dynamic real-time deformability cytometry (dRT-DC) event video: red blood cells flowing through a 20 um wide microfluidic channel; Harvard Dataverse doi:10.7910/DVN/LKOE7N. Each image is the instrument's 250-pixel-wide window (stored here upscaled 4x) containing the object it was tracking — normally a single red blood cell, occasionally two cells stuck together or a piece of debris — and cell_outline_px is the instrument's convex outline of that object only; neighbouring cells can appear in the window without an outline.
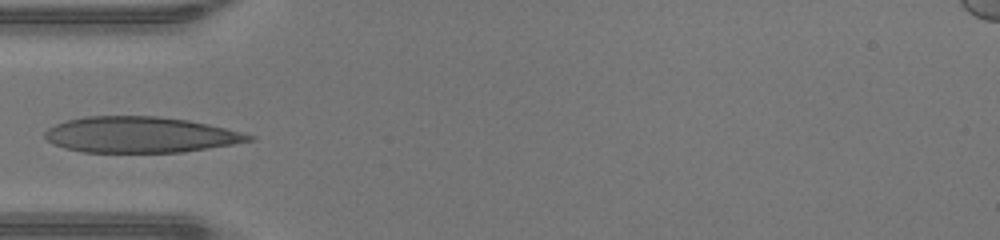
{"species": "human", "species_latin": "Homo sapiens", "temperature_condition": "warm", "stored_images_in_passage": 8, "camera_frame_rate_fps": 3000, "um_per_image_px": 0.085, "donor": {"sex": "male"}, "frame": {"image": 1, "passage_image": 1, "time_ms": 0.0, "image_size_px": [1000, 240], "cell_outline_px": [[256, 140], [184, 152], [84, 152], [64, 148], [52, 144], [44, 136], [44, 132], [48, 128], [56, 124], [68, 120], [84, 116], [156, 116], [188, 120], [208, 124], [256, 136]], "centroid_in_image_um": [11.91, 11.45], "position_along_channel_um": 73.1, "area_um2": 42.6}}
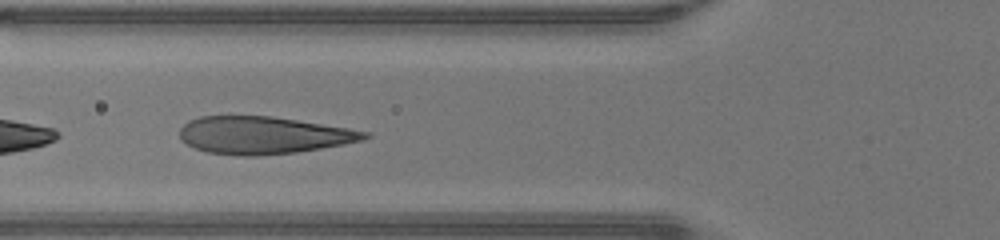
{"frame": {"image": 2, "passage_image": 3, "time_ms": 0.667, "image_size_px": [1000, 240], "cell_outline_px": [[372, 136], [364, 140], [344, 144], [296, 152], [256, 156], [240, 156], [208, 152], [196, 148], [180, 140], [180, 128], [188, 120], [200, 116], [272, 116], [348, 128], [368, 132]], "centroid_in_image_um": [22.37, 11.49], "position_along_channel_um": 103.4, "area_um2": 40.23}}
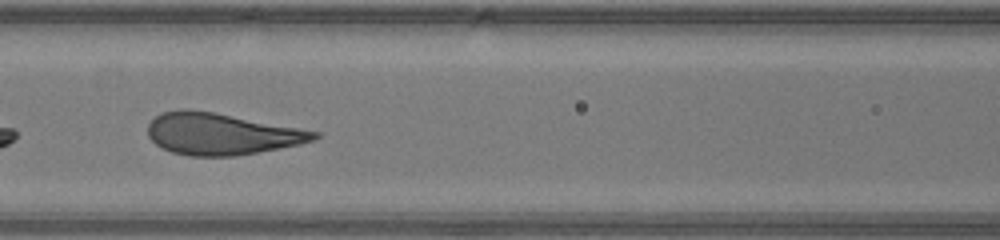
{"frame": {"image": 3, "passage_image": 6, "time_ms": 1.667, "image_size_px": [1000, 240], "cell_outline_px": [[320, 136], [316, 140], [300, 144], [236, 156], [188, 156], [172, 152], [156, 144], [148, 136], [148, 124], [160, 112], [184, 108], [188, 108], [212, 112], [320, 132]], "centroid_in_image_um": [18.79, 11.38], "position_along_channel_um": 147.8, "area_um2": 40.17}}